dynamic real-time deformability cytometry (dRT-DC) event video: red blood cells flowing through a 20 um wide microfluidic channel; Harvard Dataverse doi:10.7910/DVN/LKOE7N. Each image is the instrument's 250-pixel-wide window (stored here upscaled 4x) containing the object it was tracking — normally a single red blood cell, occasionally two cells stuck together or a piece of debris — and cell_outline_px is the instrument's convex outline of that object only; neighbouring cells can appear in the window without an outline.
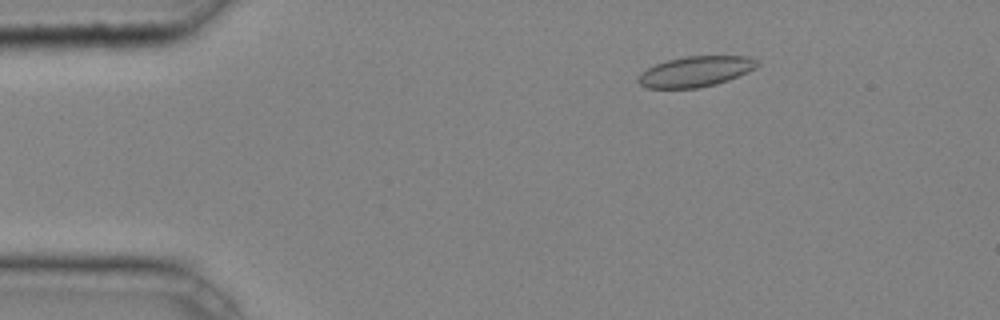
{"species": "common noctule bat (a hibernating species)", "species_latin": "Nyctalus noctula", "temperature_condition": "cold", "stored_images_in_passage": 41, "camera_frame_rate_fps": 3000, "um_per_image_px": 0.085, "animal": {"sex": "male", "body_mass_g": 20.4}, "frame": {"image": 1, "passage_image": 8, "time_ms": 2.333, "image_size_px": [1000, 320], "cell_outline_px": [[760, 64], [748, 72], [728, 80], [716, 84], [696, 88], [648, 88], [640, 84], [636, 80], [648, 68], [656, 64], [668, 60], [688, 56], [748, 56], [756, 60]], "centroid_in_image_um": [59.15, 6.08], "position_along_channel_um": 25.9, "area_um2": 20.87}}
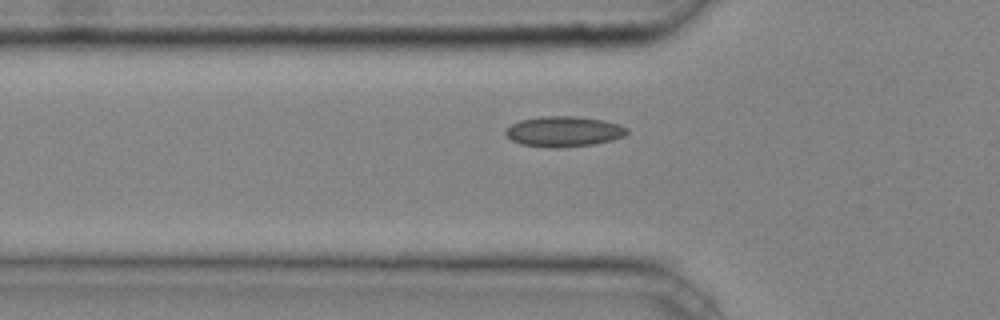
{"frame": {"image": 2, "passage_image": 16, "time_ms": 5.0, "image_size_px": [1000, 320], "cell_outline_px": [[628, 132], [624, 136], [612, 140], [596, 144], [556, 148], [548, 148], [520, 144], [512, 140], [504, 132], [512, 124], [520, 120], [540, 116], [576, 116], [604, 120], [620, 124], [628, 128]], "centroid_in_image_um": [47.95, 11.18], "position_along_channel_um": 77.9, "area_um2": 21.68}}
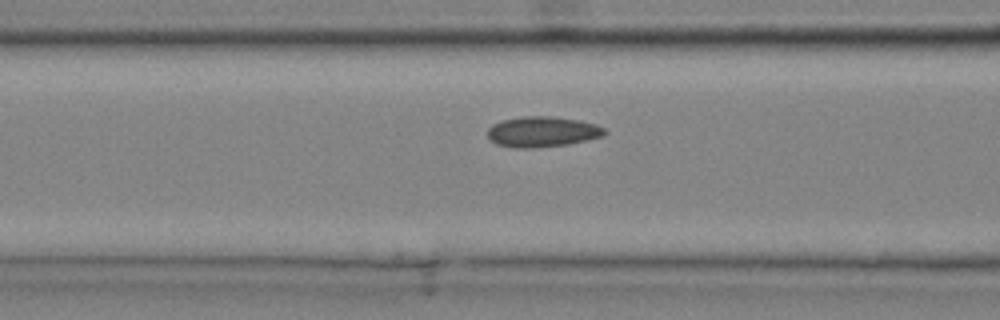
{"frame": {"image": 3, "passage_image": 19, "time_ms": 6.0, "image_size_px": [1000, 320], "cell_outline_px": [[608, 132], [604, 136], [568, 144], [532, 148], [516, 148], [496, 144], [488, 136], [488, 128], [492, 124], [504, 120], [524, 116], [552, 116], [576, 120], [596, 124], [604, 128]], "centroid_in_image_um": [46.11, 11.2], "position_along_channel_um": 120.5, "area_um2": 20.69}, "authors_computed_cell_mechanics": {"area_um2": 20.4034, "velocity_mm_per_s": 4.249, "shape_relaxation_time_tau1_ms": null, "shape_relaxation_time_tau2_ms": 1.935, "deformation_change_tau1": null, "deformation_change_tau2": 0.0681}}